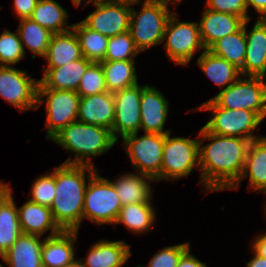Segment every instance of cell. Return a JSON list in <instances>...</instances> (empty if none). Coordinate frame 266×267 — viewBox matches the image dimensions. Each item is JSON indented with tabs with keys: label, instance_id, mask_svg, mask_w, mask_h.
I'll list each match as a JSON object with an SVG mask.
<instances>
[{
	"label": "cell",
	"instance_id": "6da1fadb",
	"mask_svg": "<svg viewBox=\"0 0 266 267\" xmlns=\"http://www.w3.org/2000/svg\"><path fill=\"white\" fill-rule=\"evenodd\" d=\"M199 173L205 195L230 190L242 175L250 140L199 130ZM210 143L203 146L204 140Z\"/></svg>",
	"mask_w": 266,
	"mask_h": 267
},
{
	"label": "cell",
	"instance_id": "7a4b0ae2",
	"mask_svg": "<svg viewBox=\"0 0 266 267\" xmlns=\"http://www.w3.org/2000/svg\"><path fill=\"white\" fill-rule=\"evenodd\" d=\"M85 171H97L92 166L65 164L55 168V198L50 206L55 223L63 231H78L82 222L86 190Z\"/></svg>",
	"mask_w": 266,
	"mask_h": 267
},
{
	"label": "cell",
	"instance_id": "3957f363",
	"mask_svg": "<svg viewBox=\"0 0 266 267\" xmlns=\"http://www.w3.org/2000/svg\"><path fill=\"white\" fill-rule=\"evenodd\" d=\"M51 140L73 153V159L68 158L63 163L92 167H95L91 163L93 157L106 153L117 143L111 130L78 120L64 127Z\"/></svg>",
	"mask_w": 266,
	"mask_h": 267
},
{
	"label": "cell",
	"instance_id": "277c9868",
	"mask_svg": "<svg viewBox=\"0 0 266 267\" xmlns=\"http://www.w3.org/2000/svg\"><path fill=\"white\" fill-rule=\"evenodd\" d=\"M136 4L142 6L140 13L132 7ZM169 5L164 0H131L129 32L140 52L163 43L167 21L173 14Z\"/></svg>",
	"mask_w": 266,
	"mask_h": 267
},
{
	"label": "cell",
	"instance_id": "5b68a950",
	"mask_svg": "<svg viewBox=\"0 0 266 267\" xmlns=\"http://www.w3.org/2000/svg\"><path fill=\"white\" fill-rule=\"evenodd\" d=\"M87 174L82 220L89 219L98 225H115L122 204L113 183L97 171H87Z\"/></svg>",
	"mask_w": 266,
	"mask_h": 267
},
{
	"label": "cell",
	"instance_id": "8992f818",
	"mask_svg": "<svg viewBox=\"0 0 266 267\" xmlns=\"http://www.w3.org/2000/svg\"><path fill=\"white\" fill-rule=\"evenodd\" d=\"M211 111V119L203 126L208 132L221 136H235L247 140L261 138L253 135L263 119L255 112L219 107L212 99L203 102L194 111Z\"/></svg>",
	"mask_w": 266,
	"mask_h": 267
},
{
	"label": "cell",
	"instance_id": "52a82bcc",
	"mask_svg": "<svg viewBox=\"0 0 266 267\" xmlns=\"http://www.w3.org/2000/svg\"><path fill=\"white\" fill-rule=\"evenodd\" d=\"M263 77L241 76L211 99L222 108L244 109L266 117V82Z\"/></svg>",
	"mask_w": 266,
	"mask_h": 267
},
{
	"label": "cell",
	"instance_id": "ba28073f",
	"mask_svg": "<svg viewBox=\"0 0 266 267\" xmlns=\"http://www.w3.org/2000/svg\"><path fill=\"white\" fill-rule=\"evenodd\" d=\"M165 135L160 181H176L188 176L195 167L199 170V139Z\"/></svg>",
	"mask_w": 266,
	"mask_h": 267
},
{
	"label": "cell",
	"instance_id": "9c48e42d",
	"mask_svg": "<svg viewBox=\"0 0 266 267\" xmlns=\"http://www.w3.org/2000/svg\"><path fill=\"white\" fill-rule=\"evenodd\" d=\"M80 98L72 90L37 89V108L46 100V139L51 140L64 127L77 120Z\"/></svg>",
	"mask_w": 266,
	"mask_h": 267
},
{
	"label": "cell",
	"instance_id": "30bf717a",
	"mask_svg": "<svg viewBox=\"0 0 266 267\" xmlns=\"http://www.w3.org/2000/svg\"><path fill=\"white\" fill-rule=\"evenodd\" d=\"M176 12L169 17L163 42L169 60L174 61L175 65L184 66L188 64L194 54L200 49L205 50L196 22H180Z\"/></svg>",
	"mask_w": 266,
	"mask_h": 267
},
{
	"label": "cell",
	"instance_id": "8fae6325",
	"mask_svg": "<svg viewBox=\"0 0 266 267\" xmlns=\"http://www.w3.org/2000/svg\"><path fill=\"white\" fill-rule=\"evenodd\" d=\"M137 134L127 135L122 139L132 167L137 169V173L160 181L165 135L145 132L138 137Z\"/></svg>",
	"mask_w": 266,
	"mask_h": 267
},
{
	"label": "cell",
	"instance_id": "7c38bea8",
	"mask_svg": "<svg viewBox=\"0 0 266 267\" xmlns=\"http://www.w3.org/2000/svg\"><path fill=\"white\" fill-rule=\"evenodd\" d=\"M96 7L82 22L91 30L113 37L129 31L131 0L90 2Z\"/></svg>",
	"mask_w": 266,
	"mask_h": 267
},
{
	"label": "cell",
	"instance_id": "4fadbf2b",
	"mask_svg": "<svg viewBox=\"0 0 266 267\" xmlns=\"http://www.w3.org/2000/svg\"><path fill=\"white\" fill-rule=\"evenodd\" d=\"M38 83L39 80L27 75L25 70L0 66V96L20 112L38 109Z\"/></svg>",
	"mask_w": 266,
	"mask_h": 267
},
{
	"label": "cell",
	"instance_id": "5bb4252c",
	"mask_svg": "<svg viewBox=\"0 0 266 267\" xmlns=\"http://www.w3.org/2000/svg\"><path fill=\"white\" fill-rule=\"evenodd\" d=\"M141 96L142 86L139 83L113 93L115 119L111 133L116 141L120 136L123 139L127 135L139 132L141 127Z\"/></svg>",
	"mask_w": 266,
	"mask_h": 267
},
{
	"label": "cell",
	"instance_id": "9a60e30c",
	"mask_svg": "<svg viewBox=\"0 0 266 267\" xmlns=\"http://www.w3.org/2000/svg\"><path fill=\"white\" fill-rule=\"evenodd\" d=\"M169 102L164 94L148 84L142 86L140 101L141 127L144 133L169 134L171 131L164 130L168 116Z\"/></svg>",
	"mask_w": 266,
	"mask_h": 267
},
{
	"label": "cell",
	"instance_id": "2e32d148",
	"mask_svg": "<svg viewBox=\"0 0 266 267\" xmlns=\"http://www.w3.org/2000/svg\"><path fill=\"white\" fill-rule=\"evenodd\" d=\"M245 21L246 54L242 76L266 78V19H258L253 28L247 32Z\"/></svg>",
	"mask_w": 266,
	"mask_h": 267
},
{
	"label": "cell",
	"instance_id": "e0dca14e",
	"mask_svg": "<svg viewBox=\"0 0 266 267\" xmlns=\"http://www.w3.org/2000/svg\"><path fill=\"white\" fill-rule=\"evenodd\" d=\"M115 119V102L113 93L104 92L81 97L77 120L112 131Z\"/></svg>",
	"mask_w": 266,
	"mask_h": 267
},
{
	"label": "cell",
	"instance_id": "ac0fdd59",
	"mask_svg": "<svg viewBox=\"0 0 266 267\" xmlns=\"http://www.w3.org/2000/svg\"><path fill=\"white\" fill-rule=\"evenodd\" d=\"M244 22L243 18L235 14L215 12L206 8L198 23L204 47L208 49L218 39L239 31Z\"/></svg>",
	"mask_w": 266,
	"mask_h": 267
},
{
	"label": "cell",
	"instance_id": "d6986e66",
	"mask_svg": "<svg viewBox=\"0 0 266 267\" xmlns=\"http://www.w3.org/2000/svg\"><path fill=\"white\" fill-rule=\"evenodd\" d=\"M246 177H249V190L266 194V136L250 142L242 175L230 190L239 189Z\"/></svg>",
	"mask_w": 266,
	"mask_h": 267
},
{
	"label": "cell",
	"instance_id": "ffe728a7",
	"mask_svg": "<svg viewBox=\"0 0 266 267\" xmlns=\"http://www.w3.org/2000/svg\"><path fill=\"white\" fill-rule=\"evenodd\" d=\"M21 232L43 236L48 230L51 232L48 237L59 234L62 230L55 223L49 207L32 202L29 199L17 207Z\"/></svg>",
	"mask_w": 266,
	"mask_h": 267
},
{
	"label": "cell",
	"instance_id": "44dd1931",
	"mask_svg": "<svg viewBox=\"0 0 266 267\" xmlns=\"http://www.w3.org/2000/svg\"><path fill=\"white\" fill-rule=\"evenodd\" d=\"M92 62L82 57L58 68H46L38 88L72 90L77 92L80 80Z\"/></svg>",
	"mask_w": 266,
	"mask_h": 267
},
{
	"label": "cell",
	"instance_id": "7402d4cb",
	"mask_svg": "<svg viewBox=\"0 0 266 267\" xmlns=\"http://www.w3.org/2000/svg\"><path fill=\"white\" fill-rule=\"evenodd\" d=\"M78 231H61L59 234L44 238L41 249L43 267H65L75 257V242Z\"/></svg>",
	"mask_w": 266,
	"mask_h": 267
},
{
	"label": "cell",
	"instance_id": "603a6c76",
	"mask_svg": "<svg viewBox=\"0 0 266 267\" xmlns=\"http://www.w3.org/2000/svg\"><path fill=\"white\" fill-rule=\"evenodd\" d=\"M12 188L6 184L0 190V256L2 257L22 234L18 209L12 195Z\"/></svg>",
	"mask_w": 266,
	"mask_h": 267
},
{
	"label": "cell",
	"instance_id": "cb8c5ba5",
	"mask_svg": "<svg viewBox=\"0 0 266 267\" xmlns=\"http://www.w3.org/2000/svg\"><path fill=\"white\" fill-rule=\"evenodd\" d=\"M131 255L130 245L124 240L101 239L92 245L87 257L81 261L85 267H122Z\"/></svg>",
	"mask_w": 266,
	"mask_h": 267
},
{
	"label": "cell",
	"instance_id": "d4e9b609",
	"mask_svg": "<svg viewBox=\"0 0 266 267\" xmlns=\"http://www.w3.org/2000/svg\"><path fill=\"white\" fill-rule=\"evenodd\" d=\"M43 242L39 235L22 233L1 258L9 267H43Z\"/></svg>",
	"mask_w": 266,
	"mask_h": 267
},
{
	"label": "cell",
	"instance_id": "484cf974",
	"mask_svg": "<svg viewBox=\"0 0 266 267\" xmlns=\"http://www.w3.org/2000/svg\"><path fill=\"white\" fill-rule=\"evenodd\" d=\"M78 37L73 29L53 34L43 57L48 62L46 68H58L82 58Z\"/></svg>",
	"mask_w": 266,
	"mask_h": 267
},
{
	"label": "cell",
	"instance_id": "4316f807",
	"mask_svg": "<svg viewBox=\"0 0 266 267\" xmlns=\"http://www.w3.org/2000/svg\"><path fill=\"white\" fill-rule=\"evenodd\" d=\"M153 178L140 173H125L118 178L111 180L122 206L131 203L152 202L153 190L150 182Z\"/></svg>",
	"mask_w": 266,
	"mask_h": 267
},
{
	"label": "cell",
	"instance_id": "83f0119b",
	"mask_svg": "<svg viewBox=\"0 0 266 267\" xmlns=\"http://www.w3.org/2000/svg\"><path fill=\"white\" fill-rule=\"evenodd\" d=\"M197 64L204 74L214 82L221 91L232 85L240 76V70L224 58L205 49L197 59Z\"/></svg>",
	"mask_w": 266,
	"mask_h": 267
},
{
	"label": "cell",
	"instance_id": "f1b7e54d",
	"mask_svg": "<svg viewBox=\"0 0 266 267\" xmlns=\"http://www.w3.org/2000/svg\"><path fill=\"white\" fill-rule=\"evenodd\" d=\"M155 219L156 212L152 202L131 203L122 206L114 227L122 223L128 230L139 235L149 232Z\"/></svg>",
	"mask_w": 266,
	"mask_h": 267
},
{
	"label": "cell",
	"instance_id": "f546056e",
	"mask_svg": "<svg viewBox=\"0 0 266 267\" xmlns=\"http://www.w3.org/2000/svg\"><path fill=\"white\" fill-rule=\"evenodd\" d=\"M68 13L55 0H38L30 19L46 28L53 34L63 33L72 29L68 25Z\"/></svg>",
	"mask_w": 266,
	"mask_h": 267
},
{
	"label": "cell",
	"instance_id": "4dcf8cb0",
	"mask_svg": "<svg viewBox=\"0 0 266 267\" xmlns=\"http://www.w3.org/2000/svg\"><path fill=\"white\" fill-rule=\"evenodd\" d=\"M136 61H102L108 92L115 93L138 84Z\"/></svg>",
	"mask_w": 266,
	"mask_h": 267
},
{
	"label": "cell",
	"instance_id": "1f68e13d",
	"mask_svg": "<svg viewBox=\"0 0 266 267\" xmlns=\"http://www.w3.org/2000/svg\"><path fill=\"white\" fill-rule=\"evenodd\" d=\"M246 49L245 22L239 31L218 39L208 48L214 55L224 58L239 70L244 66Z\"/></svg>",
	"mask_w": 266,
	"mask_h": 267
},
{
	"label": "cell",
	"instance_id": "d6a6232c",
	"mask_svg": "<svg viewBox=\"0 0 266 267\" xmlns=\"http://www.w3.org/2000/svg\"><path fill=\"white\" fill-rule=\"evenodd\" d=\"M19 23L17 31L25 54L24 47L26 46L33 53L32 59L36 55L43 58L46 55L53 33L30 18L20 19Z\"/></svg>",
	"mask_w": 266,
	"mask_h": 267
},
{
	"label": "cell",
	"instance_id": "836d02e7",
	"mask_svg": "<svg viewBox=\"0 0 266 267\" xmlns=\"http://www.w3.org/2000/svg\"><path fill=\"white\" fill-rule=\"evenodd\" d=\"M72 29L78 37L83 57L95 63L104 61L109 37L91 30L82 21L74 23Z\"/></svg>",
	"mask_w": 266,
	"mask_h": 267
},
{
	"label": "cell",
	"instance_id": "e575fe53",
	"mask_svg": "<svg viewBox=\"0 0 266 267\" xmlns=\"http://www.w3.org/2000/svg\"><path fill=\"white\" fill-rule=\"evenodd\" d=\"M139 53L141 52L136 48L130 32L127 31L109 37L104 61H135Z\"/></svg>",
	"mask_w": 266,
	"mask_h": 267
},
{
	"label": "cell",
	"instance_id": "d590c367",
	"mask_svg": "<svg viewBox=\"0 0 266 267\" xmlns=\"http://www.w3.org/2000/svg\"><path fill=\"white\" fill-rule=\"evenodd\" d=\"M15 32L6 29L0 34V66L16 65L25 58L18 31Z\"/></svg>",
	"mask_w": 266,
	"mask_h": 267
},
{
	"label": "cell",
	"instance_id": "8d00e7d4",
	"mask_svg": "<svg viewBox=\"0 0 266 267\" xmlns=\"http://www.w3.org/2000/svg\"><path fill=\"white\" fill-rule=\"evenodd\" d=\"M107 91L105 75L101 63L92 62L82 76L77 93L80 97H86Z\"/></svg>",
	"mask_w": 266,
	"mask_h": 267
},
{
	"label": "cell",
	"instance_id": "74e56055",
	"mask_svg": "<svg viewBox=\"0 0 266 267\" xmlns=\"http://www.w3.org/2000/svg\"><path fill=\"white\" fill-rule=\"evenodd\" d=\"M55 190L54 170L36 178L31 187V194L29 195L31 198L29 200L50 208L55 198Z\"/></svg>",
	"mask_w": 266,
	"mask_h": 267
},
{
	"label": "cell",
	"instance_id": "f35d334b",
	"mask_svg": "<svg viewBox=\"0 0 266 267\" xmlns=\"http://www.w3.org/2000/svg\"><path fill=\"white\" fill-rule=\"evenodd\" d=\"M190 242L162 248L150 259L147 267H177L181 256L190 248ZM146 267V266H137Z\"/></svg>",
	"mask_w": 266,
	"mask_h": 267
},
{
	"label": "cell",
	"instance_id": "ab89813d",
	"mask_svg": "<svg viewBox=\"0 0 266 267\" xmlns=\"http://www.w3.org/2000/svg\"><path fill=\"white\" fill-rule=\"evenodd\" d=\"M206 7L215 12L235 14L250 21L245 0H206Z\"/></svg>",
	"mask_w": 266,
	"mask_h": 267
},
{
	"label": "cell",
	"instance_id": "60d3db41",
	"mask_svg": "<svg viewBox=\"0 0 266 267\" xmlns=\"http://www.w3.org/2000/svg\"><path fill=\"white\" fill-rule=\"evenodd\" d=\"M38 0H14L13 8L20 19L30 18Z\"/></svg>",
	"mask_w": 266,
	"mask_h": 267
},
{
	"label": "cell",
	"instance_id": "b9f144b4",
	"mask_svg": "<svg viewBox=\"0 0 266 267\" xmlns=\"http://www.w3.org/2000/svg\"><path fill=\"white\" fill-rule=\"evenodd\" d=\"M177 267H207L206 263L198 260L190 253V248L181 256Z\"/></svg>",
	"mask_w": 266,
	"mask_h": 267
},
{
	"label": "cell",
	"instance_id": "7bdbcfd3",
	"mask_svg": "<svg viewBox=\"0 0 266 267\" xmlns=\"http://www.w3.org/2000/svg\"><path fill=\"white\" fill-rule=\"evenodd\" d=\"M251 242L252 250L259 256L266 259V232L257 235Z\"/></svg>",
	"mask_w": 266,
	"mask_h": 267
},
{
	"label": "cell",
	"instance_id": "ee69618b",
	"mask_svg": "<svg viewBox=\"0 0 266 267\" xmlns=\"http://www.w3.org/2000/svg\"><path fill=\"white\" fill-rule=\"evenodd\" d=\"M247 9L251 6L259 14L258 19H266V0H245Z\"/></svg>",
	"mask_w": 266,
	"mask_h": 267
},
{
	"label": "cell",
	"instance_id": "f6af8a7d",
	"mask_svg": "<svg viewBox=\"0 0 266 267\" xmlns=\"http://www.w3.org/2000/svg\"><path fill=\"white\" fill-rule=\"evenodd\" d=\"M254 257L247 262L246 267H266V259L257 255L254 251H252Z\"/></svg>",
	"mask_w": 266,
	"mask_h": 267
},
{
	"label": "cell",
	"instance_id": "bcb514c9",
	"mask_svg": "<svg viewBox=\"0 0 266 267\" xmlns=\"http://www.w3.org/2000/svg\"><path fill=\"white\" fill-rule=\"evenodd\" d=\"M65 267H85L83 261L80 259H74L72 262L68 263Z\"/></svg>",
	"mask_w": 266,
	"mask_h": 267
},
{
	"label": "cell",
	"instance_id": "7dc6e473",
	"mask_svg": "<svg viewBox=\"0 0 266 267\" xmlns=\"http://www.w3.org/2000/svg\"><path fill=\"white\" fill-rule=\"evenodd\" d=\"M74 1H75L76 8L81 5L82 0H74ZM94 1H104V0H85L86 3L84 4L83 7L88 6V4H90V2H94Z\"/></svg>",
	"mask_w": 266,
	"mask_h": 267
},
{
	"label": "cell",
	"instance_id": "c3c4849f",
	"mask_svg": "<svg viewBox=\"0 0 266 267\" xmlns=\"http://www.w3.org/2000/svg\"><path fill=\"white\" fill-rule=\"evenodd\" d=\"M164 1H166V2H170V3H172V5L174 4V5H178V3H180L182 0H164Z\"/></svg>",
	"mask_w": 266,
	"mask_h": 267
},
{
	"label": "cell",
	"instance_id": "681fc988",
	"mask_svg": "<svg viewBox=\"0 0 266 267\" xmlns=\"http://www.w3.org/2000/svg\"><path fill=\"white\" fill-rule=\"evenodd\" d=\"M5 185H6V184H5L4 180H3L2 182H0V190H1Z\"/></svg>",
	"mask_w": 266,
	"mask_h": 267
}]
</instances>
